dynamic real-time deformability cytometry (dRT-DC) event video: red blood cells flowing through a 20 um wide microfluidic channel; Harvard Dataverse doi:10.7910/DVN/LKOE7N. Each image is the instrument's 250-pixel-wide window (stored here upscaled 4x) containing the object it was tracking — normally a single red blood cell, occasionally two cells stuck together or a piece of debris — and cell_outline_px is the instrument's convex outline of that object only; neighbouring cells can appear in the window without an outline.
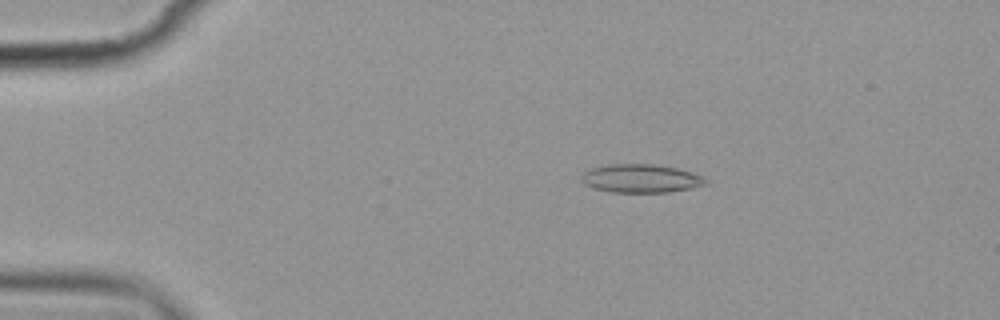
{"species": "common noctule bat (a hibernating species)", "species_latin": "Nyctalus noctula", "temperature_condition": "cold", "stored_images_in_passage": 7, "camera_frame_rate_fps": 3000, "um_per_image_px": 0.085, "animal": {"sex": "female", "body_mass_g": 19.9}, "frame": {"image": 1, "passage_image": 3, "time_ms": 3.0, "image_size_px": [1000, 320], "cell_outline_px": [[708, 184], [668, 192], [612, 192], [596, 188], [584, 184], [580, 180], [580, 176], [584, 172], [592, 168], [608, 164], [656, 164], [676, 168], [692, 172], [704, 176], [708, 180]], "centroid_in_image_um": [54.48, 15.16], "position_along_channel_um": 30.5, "area_um2": 20.58}}
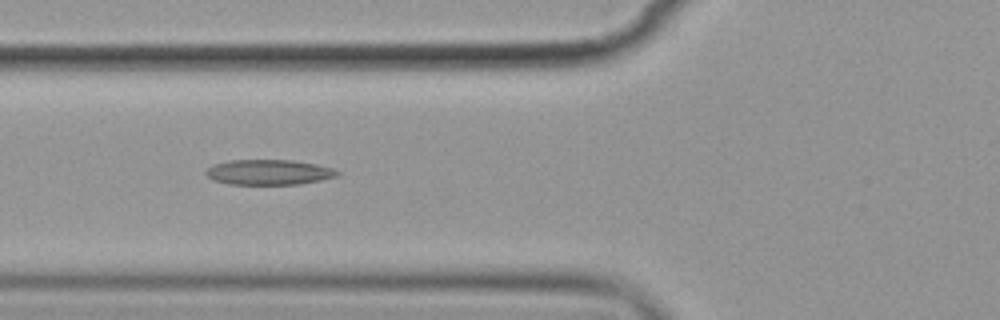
{"frame": {"image": 2, "passage_image": 6, "time_ms": 6.667, "image_size_px": [1000, 320], "cell_outline_px": [[340, 172], [336, 176], [320, 180], [300, 184], [228, 184], [212, 180], [204, 172], [208, 168], [216, 164], [232, 160], [292, 160], [316, 164], [332, 168]], "centroid_in_image_um": [22.84, 14.64], "position_along_channel_um": 103.0, "area_um2": 19.13}}
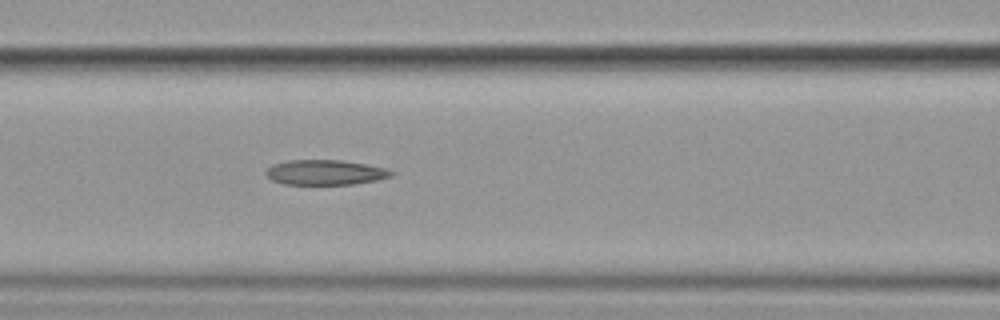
{"frame": {"image": 3, "passage_image": 7, "time_ms": 7.667, "image_size_px": [1000, 320], "cell_outline_px": [[396, 172], [392, 176], [376, 180], [352, 184], [284, 184], [272, 180], [264, 172], [272, 164], [288, 160], [340, 160], [368, 164], [388, 168]], "centroid_in_image_um": [27.68, 14.64], "position_along_channel_um": 138.9, "area_um2": 18.38}}